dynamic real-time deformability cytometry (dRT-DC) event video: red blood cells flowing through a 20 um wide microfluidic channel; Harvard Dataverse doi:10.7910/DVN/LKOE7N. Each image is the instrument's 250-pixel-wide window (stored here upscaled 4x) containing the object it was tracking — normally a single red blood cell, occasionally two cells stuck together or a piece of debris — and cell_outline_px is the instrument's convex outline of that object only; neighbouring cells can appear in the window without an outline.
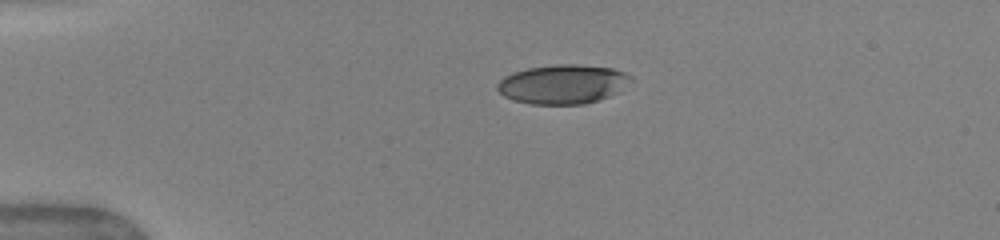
{"species": "human", "species_latin": "Homo sapiens", "temperature_condition": "warm", "stored_images_in_passage": 28, "camera_frame_rate_fps": 3000, "um_per_image_px": 0.085, "donor": {"sex": "female"}, "frame": {"image": 1, "passage_image": 1, "time_ms": 0.0, "image_size_px": [1000, 240], "cell_outline_px": [[636, 80], [616, 92], [608, 96], [584, 104], [528, 104], [512, 100], [504, 96], [496, 88], [496, 84], [504, 76], [512, 72], [528, 68], [556, 64], [580, 64], [612, 68], [624, 72], [632, 76]], "centroid_in_image_um": [47.83, 7.15], "position_along_channel_um": 37.2, "area_um2": 30.75}}
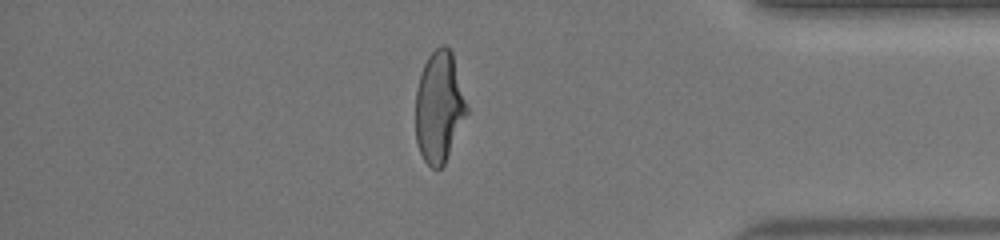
{"frame": {"image": 2, "passage_image": 24, "time_ms": 10.667, "image_size_px": [1000, 240], "cell_outline_px": [[468, 112], [444, 164], [440, 168], [432, 168], [424, 160], [420, 152], [416, 140], [416, 88], [424, 64], [428, 56], [436, 48], [444, 44], [452, 52], [468, 108]], "centroid_in_image_um": [37.32, 9.09], "position_along_channel_um": 397.9, "area_um2": 32.83}}
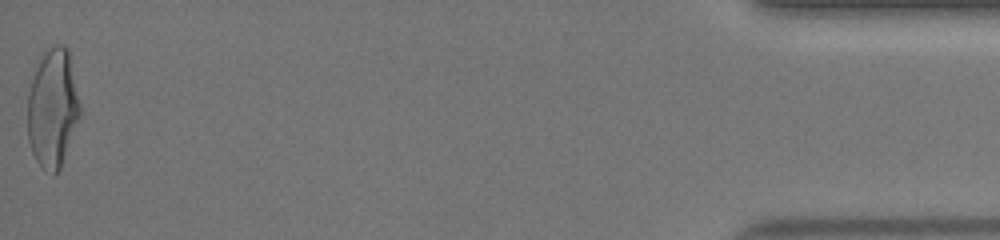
{"frame": {"image": 3, "passage_image": 28, "time_ms": 13.0, "image_size_px": [1000, 240], "cell_outline_px": [[80, 116], [60, 168], [52, 176], [36, 160], [32, 152], [28, 140], [28, 96], [32, 80], [40, 52], [44, 48], [56, 44], [64, 44], [68, 48], [80, 104]], "centroid_in_image_um": [4.47, 9.13], "position_along_channel_um": 430.7, "area_um2": 36.36}, "authors_computed_cell_mechanics": {"area_um2": 33.3795, "velocity_mm_per_s": 4.0326, "shape_relaxation_time_tau1_ms": 4.4321, "shape_relaxation_time_tau2_ms": null, "deformation_change_tau1": 0.1919, "deformation_change_tau2": null}}